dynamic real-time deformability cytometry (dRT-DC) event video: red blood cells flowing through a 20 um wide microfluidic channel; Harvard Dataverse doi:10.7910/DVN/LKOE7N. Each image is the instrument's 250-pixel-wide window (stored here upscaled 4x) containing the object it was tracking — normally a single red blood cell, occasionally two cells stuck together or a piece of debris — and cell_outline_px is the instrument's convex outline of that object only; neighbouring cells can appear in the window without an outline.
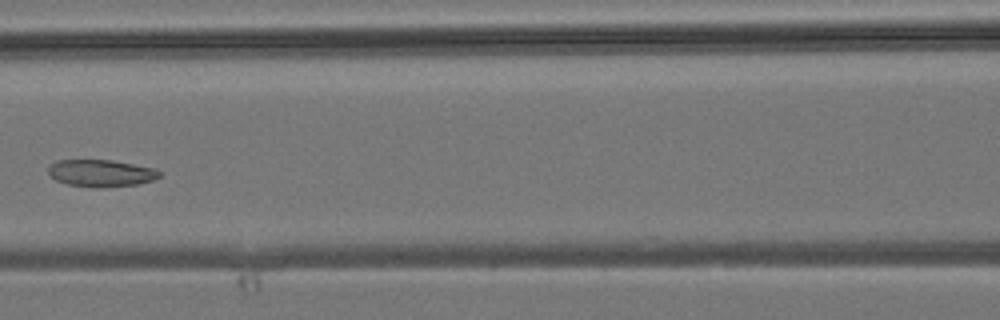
{"species": "common noctule bat (a hibernating species)", "species_latin": "Nyctalus noctula", "temperature_condition": "room temperature", "stored_images_in_passage": 4, "camera_frame_rate_fps": 3000, "um_per_image_px": 0.085, "animal": {"sex": "male", "body_mass_g": 19.2, "forearm_length_mm": 51.8}, "frame": {"image": 1, "passage_image": 4, "time_ms": 3.333, "image_size_px": [1000, 320], "cell_outline_px": [[160, 176], [152, 180], [140, 184], [104, 188], [92, 188], [68, 184], [56, 180], [48, 176], [48, 168], [56, 160], [112, 160], [152, 168], [160, 172]], "centroid_in_image_um": [8.55, 14.73], "position_along_channel_um": 158.1, "area_um2": 17.63}}